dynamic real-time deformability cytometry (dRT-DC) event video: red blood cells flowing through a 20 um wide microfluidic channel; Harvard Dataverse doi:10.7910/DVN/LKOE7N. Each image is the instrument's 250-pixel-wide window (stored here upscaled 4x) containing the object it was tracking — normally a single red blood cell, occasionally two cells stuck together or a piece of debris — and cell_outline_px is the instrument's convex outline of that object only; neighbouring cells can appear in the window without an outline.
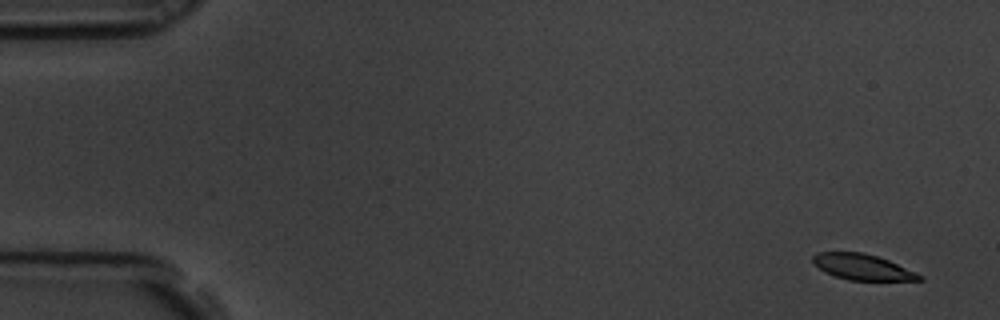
{"species": "common noctule bat (a hibernating species)", "species_latin": "Nyctalus noctula", "temperature_condition": "room temperature", "stored_images_in_passage": 11, "camera_frame_rate_fps": 3000, "um_per_image_px": 0.085, "animal": {"sex": "male", "body_mass_g": 19.5, "forearm_length_mm": 54.6}, "frame": {"image": 1, "passage_image": 1, "time_ms": 0.0, "image_size_px": [1000, 320], "cell_outline_px": [[924, 280], [848, 280], [824, 272], [812, 264], [812, 256], [816, 252], [864, 252], [888, 260], [916, 272], [924, 276]], "centroid_in_image_um": [73.27, 22.69], "position_along_channel_um": 11.7, "area_um2": 16.07}}
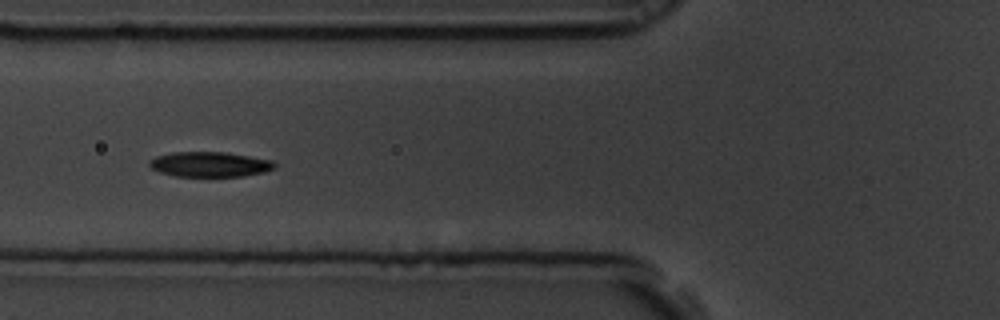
{"frame": {"image": 2, "passage_image": 6, "time_ms": 1.667, "image_size_px": [1000, 320], "cell_outline_px": [[276, 168], [264, 172], [244, 176], [176, 176], [160, 172], [152, 168], [148, 164], [148, 160], [156, 156], [172, 152], [224, 152], [272, 160], [276, 164]], "centroid_in_image_um": [17.83, 13.96], "position_along_channel_um": 108.0, "area_um2": 18.26}}
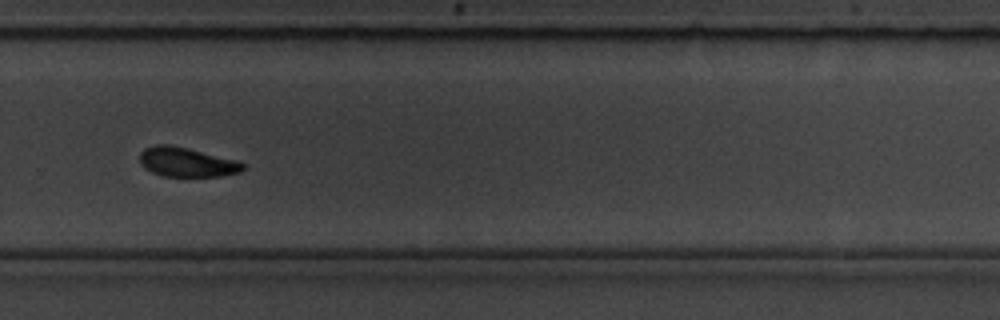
{"frame": {"image": 3, "passage_image": 11, "time_ms": 3.333, "image_size_px": [1000, 320], "cell_outline_px": [[244, 168], [240, 172], [220, 176], [164, 176], [152, 172], [144, 168], [140, 164], [140, 152], [144, 148], [156, 144], [168, 144], [188, 148], [236, 160], [244, 164]], "centroid_in_image_um": [15.83, 13.77], "position_along_channel_um": 314.0, "area_um2": 17.63}}